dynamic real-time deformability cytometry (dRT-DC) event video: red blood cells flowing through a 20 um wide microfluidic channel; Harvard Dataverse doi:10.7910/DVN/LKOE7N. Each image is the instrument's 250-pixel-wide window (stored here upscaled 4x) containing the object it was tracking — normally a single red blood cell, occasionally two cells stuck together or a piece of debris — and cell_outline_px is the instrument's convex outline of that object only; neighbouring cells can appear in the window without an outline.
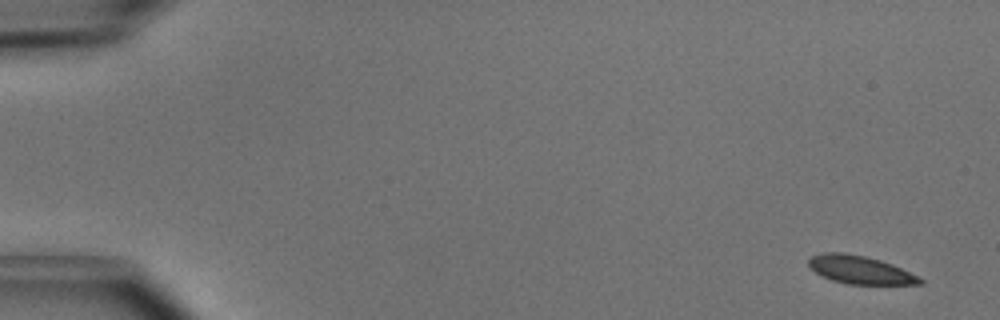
{"species": "common noctule bat (a hibernating species)", "species_latin": "Nyctalus noctula", "temperature_condition": "cold", "stored_images_in_passage": 8, "camera_frame_rate_fps": 3000, "um_per_image_px": 0.085, "animal": {"sex": "male", "body_mass_g": 15.6}, "frame": {"image": 1, "passage_image": 1, "time_ms": 0.0, "image_size_px": [1000, 320], "cell_outline_px": [[924, 284], [848, 284], [832, 280], [816, 272], [808, 264], [808, 260], [812, 256], [824, 252], [844, 252], [864, 256], [880, 260], [892, 264], [920, 276], [924, 280]], "centroid_in_image_um": [73.15, 22.93], "position_along_channel_um": 11.8, "area_um2": 18.15}}
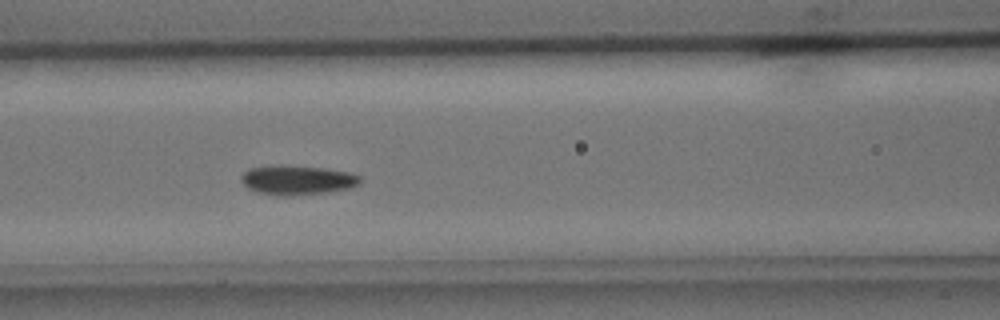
{"frame": {"image": 2, "passage_image": 7, "time_ms": 2.0, "image_size_px": [1000, 320], "cell_outline_px": [[360, 184], [352, 188], [328, 192], [284, 196], [276, 196], [256, 192], [248, 188], [240, 180], [240, 176], [248, 168], [324, 168], [352, 172], [360, 176]], "centroid_in_image_um": [25.32, 15.36], "position_along_channel_um": 141.3, "area_um2": 19.71}}
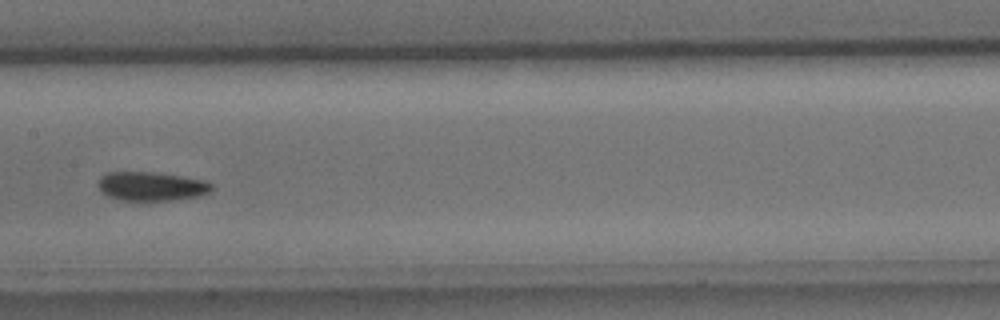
{"frame": {"image": 3, "passage_image": 8, "time_ms": 2.333, "image_size_px": [1000, 320], "cell_outline_px": [[212, 188], [208, 192], [200, 196], [168, 200], [120, 200], [108, 196], [100, 192], [96, 184], [100, 176], [108, 172], [156, 172], [204, 180], [212, 184]], "centroid_in_image_um": [12.8, 15.83], "position_along_channel_um": 194.6, "area_um2": 19.19}}